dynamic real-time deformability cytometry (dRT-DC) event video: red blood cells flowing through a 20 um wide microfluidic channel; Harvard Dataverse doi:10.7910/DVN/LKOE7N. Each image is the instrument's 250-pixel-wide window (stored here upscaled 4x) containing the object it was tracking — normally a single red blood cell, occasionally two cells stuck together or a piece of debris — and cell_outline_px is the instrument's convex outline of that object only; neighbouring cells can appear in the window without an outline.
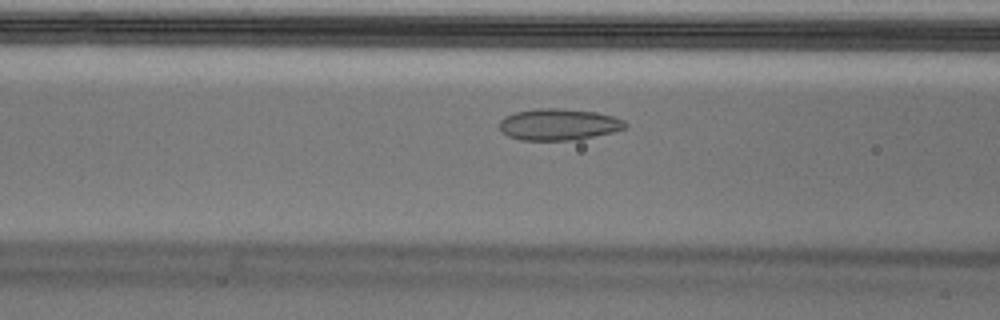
{"species": "Egyptian fruit bat (a non-hibernating species)", "species_latin": "Rousettus aegyptiacus", "temperature_condition": "cold", "stored_images_in_passage": 46, "camera_frame_rate_fps": 3000, "um_per_image_px": 0.085, "animal": {"sex": "male"}, "frame": {"image": 1, "passage_image": 13, "time_ms": 4.0, "image_size_px": [1000, 320], "cell_outline_px": [[628, 124], [624, 128], [612, 132], [576, 140], [520, 140], [508, 136], [500, 128], [500, 120], [504, 116], [516, 112], [536, 108], [556, 108], [596, 112], [612, 116], [624, 120]], "centroid_in_image_um": [47.48, 10.58], "position_along_channel_um": 119.1, "area_um2": 23.0}}
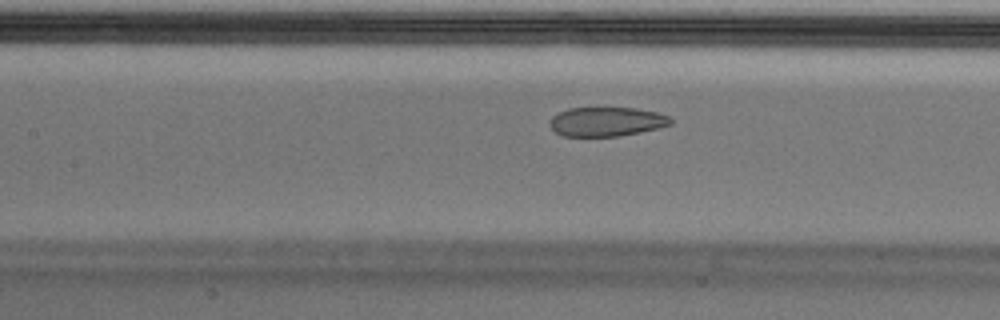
{"frame": {"image": 2, "passage_image": 16, "time_ms": 5.0, "image_size_px": [1000, 320], "cell_outline_px": [[672, 124], [640, 132], [620, 136], [564, 136], [556, 132], [552, 128], [552, 116], [568, 108], [636, 108], [656, 112], [668, 116], [672, 120]], "centroid_in_image_um": [51.58, 10.34], "position_along_channel_um": 155.8, "area_um2": 20.29}}
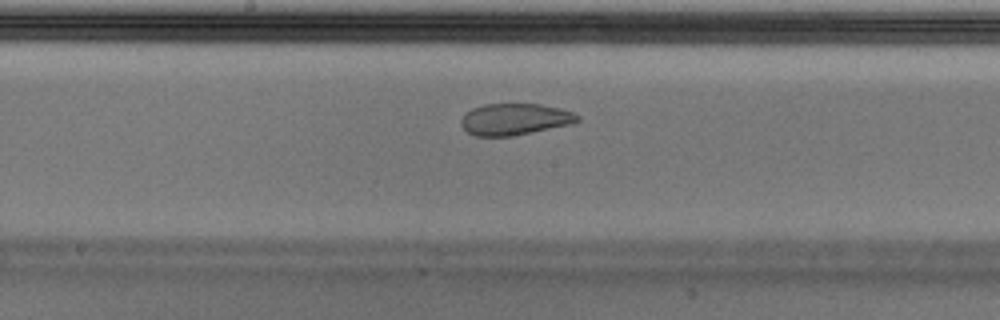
{"frame": {"image": 3, "passage_image": 20, "time_ms": 6.333, "image_size_px": [1000, 320], "cell_outline_px": [[580, 120], [572, 124], [512, 136], [476, 136], [468, 132], [460, 124], [460, 120], [464, 112], [472, 108], [484, 104], [540, 104], [560, 108], [572, 112], [580, 116]], "centroid_in_image_um": [43.74, 10.13], "position_along_channel_um": 204.5, "area_um2": 21.5}, "authors_computed_cell_mechanics": {"area_um2": 24.8251, "velocity_mm_per_s": 3.6472, "shape_relaxation_time_tau1_ms": null, "shape_relaxation_time_tau2_ms": 0.934, "deformation_change_tau1": null, "deformation_change_tau2": 0.0441}}